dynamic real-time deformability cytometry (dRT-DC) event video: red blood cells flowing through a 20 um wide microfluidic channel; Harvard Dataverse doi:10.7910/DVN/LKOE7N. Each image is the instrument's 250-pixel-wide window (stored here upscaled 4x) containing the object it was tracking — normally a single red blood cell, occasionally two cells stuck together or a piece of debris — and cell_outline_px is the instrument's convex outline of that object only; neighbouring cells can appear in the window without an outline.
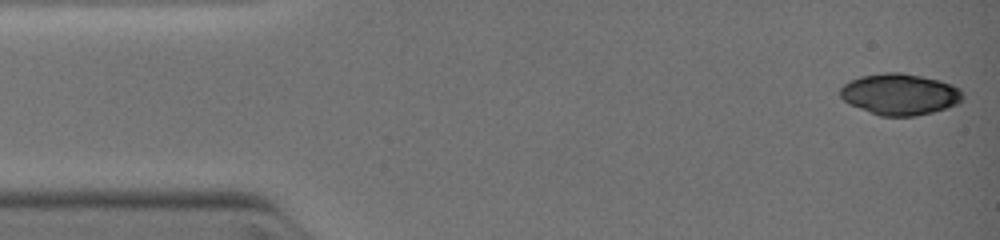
{"species": "common noctule bat (a hibernating species)", "species_latin": "Nyctalus noctula", "temperature_condition": "warm", "stored_images_in_passage": 6, "camera_frame_rate_fps": 3000, "um_per_image_px": 0.085, "animal": {"sex": "female", "body_mass_g": 19.0, "forearm_length_mm": 51.5}, "frame": {"image": 1, "passage_image": 1, "time_ms": 0.0, "image_size_px": [1000, 240], "cell_outline_px": [[964, 96], [956, 104], [932, 112], [912, 116], [880, 116], [848, 104], [840, 96], [840, 88], [848, 80], [860, 76], [884, 72], [900, 72], [940, 80], [952, 84], [960, 88]], "centroid_in_image_um": [76.45, 8.0], "position_along_channel_um": 8.5, "area_um2": 29.54}}
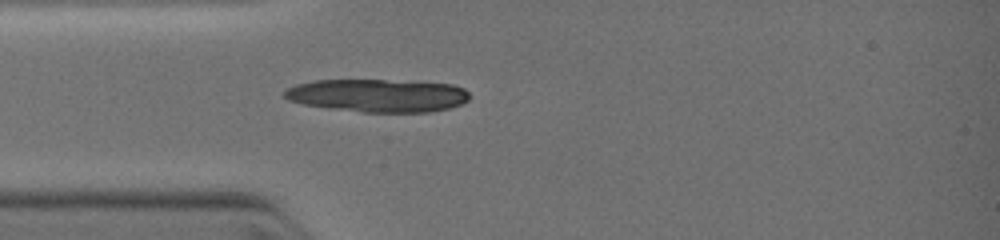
{"frame": {"image": 2, "passage_image": 6, "time_ms": 3.0, "image_size_px": [1000, 240], "cell_outline_px": [[468, 100], [460, 104], [448, 108], [428, 112], [360, 112], [328, 108], [304, 104], [288, 100], [284, 96], [284, 92], [288, 88], [296, 84], [312, 80], [384, 80], [452, 84], [464, 88], [468, 92]], "centroid_in_image_um": [32.08, 8.12], "position_along_channel_um": 52.9, "area_um2": 35.43}}